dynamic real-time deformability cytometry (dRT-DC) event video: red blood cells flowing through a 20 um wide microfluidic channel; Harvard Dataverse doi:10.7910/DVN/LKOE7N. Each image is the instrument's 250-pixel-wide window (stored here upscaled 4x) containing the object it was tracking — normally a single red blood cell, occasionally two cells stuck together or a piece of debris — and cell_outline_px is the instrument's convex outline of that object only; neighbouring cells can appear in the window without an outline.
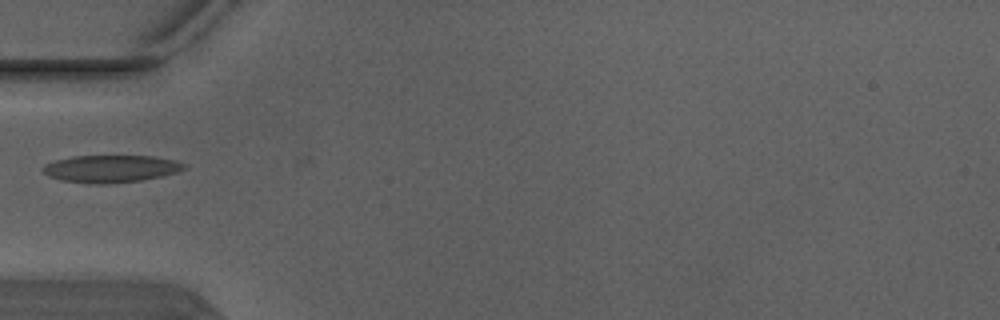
{"species": "Egyptian fruit bat (a non-hibernating species)", "species_latin": "Rousettus aegyptiacus", "temperature_condition": "warm", "stored_images_in_passage": 5, "camera_frame_rate_fps": 3000, "um_per_image_px": 0.085, "animal": {"sex": "male"}, "frame": {"image": 1, "passage_image": 4, "time_ms": 1.0, "image_size_px": [1000, 320], "cell_outline_px": [[188, 168], [176, 172], [160, 176], [140, 180], [104, 184], [96, 184], [64, 180], [48, 176], [40, 168], [44, 164], [56, 160], [72, 156], [152, 156], [176, 160], [184, 164]], "centroid_in_image_um": [9.41, 14.33], "position_along_channel_um": 75.6, "area_um2": 22.31}}
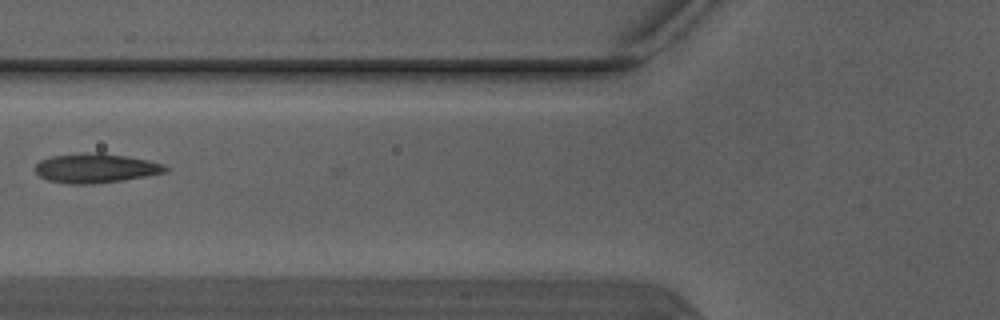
{"frame": {"image": 2, "passage_image": 5, "time_ms": 1.333, "image_size_px": [1000, 320], "cell_outline_px": [[168, 168], [164, 172], [148, 176], [124, 180], [92, 184], [68, 184], [48, 180], [40, 176], [36, 172], [36, 164], [40, 160], [52, 156], [84, 152], [100, 152], [128, 156], [148, 160], [160, 164]], "centroid_in_image_um": [8.11, 14.29], "position_along_channel_um": 117.7, "area_um2": 22.31}}